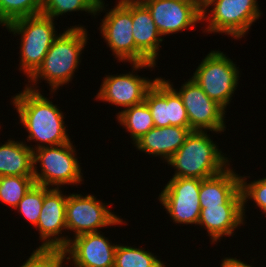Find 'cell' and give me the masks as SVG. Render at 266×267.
Returning a JSON list of instances; mask_svg holds the SVG:
<instances>
[{
	"instance_id": "1",
	"label": "cell",
	"mask_w": 266,
	"mask_h": 267,
	"mask_svg": "<svg viewBox=\"0 0 266 267\" xmlns=\"http://www.w3.org/2000/svg\"><path fill=\"white\" fill-rule=\"evenodd\" d=\"M21 126L27 133V142L33 140L36 150L41 147L65 144L71 141L65 126L62 110L53 104L41 91H34L26 86L12 97Z\"/></svg>"
},
{
	"instance_id": "2",
	"label": "cell",
	"mask_w": 266,
	"mask_h": 267,
	"mask_svg": "<svg viewBox=\"0 0 266 267\" xmlns=\"http://www.w3.org/2000/svg\"><path fill=\"white\" fill-rule=\"evenodd\" d=\"M67 28L54 39L42 65L28 79L27 88L39 91L40 89L36 85L42 79L47 81L51 87L50 92L55 93L60 86L72 81L74 72L81 63L83 49L89 39L88 32L82 25L79 26L78 24Z\"/></svg>"
},
{
	"instance_id": "3",
	"label": "cell",
	"mask_w": 266,
	"mask_h": 267,
	"mask_svg": "<svg viewBox=\"0 0 266 267\" xmlns=\"http://www.w3.org/2000/svg\"><path fill=\"white\" fill-rule=\"evenodd\" d=\"M207 132L191 131L184 144L167 161L168 166L176 169L172 177L206 179L230 166V159Z\"/></svg>"
},
{
	"instance_id": "4",
	"label": "cell",
	"mask_w": 266,
	"mask_h": 267,
	"mask_svg": "<svg viewBox=\"0 0 266 267\" xmlns=\"http://www.w3.org/2000/svg\"><path fill=\"white\" fill-rule=\"evenodd\" d=\"M55 20L44 14L16 19L6 25L8 32L21 35L19 69L29 79L42 65L54 39L58 36Z\"/></svg>"
},
{
	"instance_id": "5",
	"label": "cell",
	"mask_w": 266,
	"mask_h": 267,
	"mask_svg": "<svg viewBox=\"0 0 266 267\" xmlns=\"http://www.w3.org/2000/svg\"><path fill=\"white\" fill-rule=\"evenodd\" d=\"M71 141L65 144L41 147L33 150V172L35 184L54 188L64 185H78L84 181L77 159L76 149ZM40 163L41 170L36 167Z\"/></svg>"
},
{
	"instance_id": "6",
	"label": "cell",
	"mask_w": 266,
	"mask_h": 267,
	"mask_svg": "<svg viewBox=\"0 0 266 267\" xmlns=\"http://www.w3.org/2000/svg\"><path fill=\"white\" fill-rule=\"evenodd\" d=\"M239 67L226 54L212 50L196 68L193 78L201 89L225 110L240 79Z\"/></svg>"
},
{
	"instance_id": "7",
	"label": "cell",
	"mask_w": 266,
	"mask_h": 267,
	"mask_svg": "<svg viewBox=\"0 0 266 267\" xmlns=\"http://www.w3.org/2000/svg\"><path fill=\"white\" fill-rule=\"evenodd\" d=\"M259 9L257 0H215L202 11V22L209 24L203 32L223 33L236 40L245 37L262 15Z\"/></svg>"
},
{
	"instance_id": "8",
	"label": "cell",
	"mask_w": 266,
	"mask_h": 267,
	"mask_svg": "<svg viewBox=\"0 0 266 267\" xmlns=\"http://www.w3.org/2000/svg\"><path fill=\"white\" fill-rule=\"evenodd\" d=\"M107 203L97 200L92 194L81 195L70 193L66 202V229L73 231V238L93 232H101L99 229L120 225L123 222L121 216H117L109 210Z\"/></svg>"
},
{
	"instance_id": "9",
	"label": "cell",
	"mask_w": 266,
	"mask_h": 267,
	"mask_svg": "<svg viewBox=\"0 0 266 267\" xmlns=\"http://www.w3.org/2000/svg\"><path fill=\"white\" fill-rule=\"evenodd\" d=\"M165 81L181 97L186 108L189 128L192 131L208 130L218 134L226 130V121H224L226 110L212 100L193 78L184 82L179 90L175 89L169 80Z\"/></svg>"
},
{
	"instance_id": "10",
	"label": "cell",
	"mask_w": 266,
	"mask_h": 267,
	"mask_svg": "<svg viewBox=\"0 0 266 267\" xmlns=\"http://www.w3.org/2000/svg\"><path fill=\"white\" fill-rule=\"evenodd\" d=\"M132 73L106 75L100 85L96 100L106 102L115 106L124 107V109L140 104L145 101L147 91L157 81L159 76L153 80L133 74L134 71L146 68H155L156 64L131 63Z\"/></svg>"
},
{
	"instance_id": "11",
	"label": "cell",
	"mask_w": 266,
	"mask_h": 267,
	"mask_svg": "<svg viewBox=\"0 0 266 267\" xmlns=\"http://www.w3.org/2000/svg\"><path fill=\"white\" fill-rule=\"evenodd\" d=\"M107 10L99 27L106 46L118 62L136 63V45L133 37L132 0H118Z\"/></svg>"
},
{
	"instance_id": "12",
	"label": "cell",
	"mask_w": 266,
	"mask_h": 267,
	"mask_svg": "<svg viewBox=\"0 0 266 267\" xmlns=\"http://www.w3.org/2000/svg\"><path fill=\"white\" fill-rule=\"evenodd\" d=\"M201 179L172 177L158 196L175 224H195L200 218Z\"/></svg>"
},
{
	"instance_id": "13",
	"label": "cell",
	"mask_w": 266,
	"mask_h": 267,
	"mask_svg": "<svg viewBox=\"0 0 266 267\" xmlns=\"http://www.w3.org/2000/svg\"><path fill=\"white\" fill-rule=\"evenodd\" d=\"M61 188L44 186V199L37 225L41 246L37 249H49L61 252L71 240L64 236L66 231V202L68 195H64ZM62 235V236H61Z\"/></svg>"
},
{
	"instance_id": "14",
	"label": "cell",
	"mask_w": 266,
	"mask_h": 267,
	"mask_svg": "<svg viewBox=\"0 0 266 267\" xmlns=\"http://www.w3.org/2000/svg\"><path fill=\"white\" fill-rule=\"evenodd\" d=\"M116 248L103 233L93 232L72 238L60 254L62 263L72 260L74 267H114Z\"/></svg>"
},
{
	"instance_id": "15",
	"label": "cell",
	"mask_w": 266,
	"mask_h": 267,
	"mask_svg": "<svg viewBox=\"0 0 266 267\" xmlns=\"http://www.w3.org/2000/svg\"><path fill=\"white\" fill-rule=\"evenodd\" d=\"M164 37L179 31L193 29L202 21V12L192 0H141Z\"/></svg>"
},
{
	"instance_id": "16",
	"label": "cell",
	"mask_w": 266,
	"mask_h": 267,
	"mask_svg": "<svg viewBox=\"0 0 266 267\" xmlns=\"http://www.w3.org/2000/svg\"><path fill=\"white\" fill-rule=\"evenodd\" d=\"M145 102L153 117L155 127H189L186 108L179 94L159 77L147 91Z\"/></svg>"
},
{
	"instance_id": "17",
	"label": "cell",
	"mask_w": 266,
	"mask_h": 267,
	"mask_svg": "<svg viewBox=\"0 0 266 267\" xmlns=\"http://www.w3.org/2000/svg\"><path fill=\"white\" fill-rule=\"evenodd\" d=\"M133 37L136 45V63L156 64L161 38L150 11L141 0H132Z\"/></svg>"
},
{
	"instance_id": "18",
	"label": "cell",
	"mask_w": 266,
	"mask_h": 267,
	"mask_svg": "<svg viewBox=\"0 0 266 267\" xmlns=\"http://www.w3.org/2000/svg\"><path fill=\"white\" fill-rule=\"evenodd\" d=\"M200 208L219 205H243L240 175L232 167L210 178L201 179Z\"/></svg>"
},
{
	"instance_id": "19",
	"label": "cell",
	"mask_w": 266,
	"mask_h": 267,
	"mask_svg": "<svg viewBox=\"0 0 266 267\" xmlns=\"http://www.w3.org/2000/svg\"><path fill=\"white\" fill-rule=\"evenodd\" d=\"M192 130L189 127L167 126L153 127L133 145L140 152L159 156L167 162L172 155L184 144Z\"/></svg>"
},
{
	"instance_id": "20",
	"label": "cell",
	"mask_w": 266,
	"mask_h": 267,
	"mask_svg": "<svg viewBox=\"0 0 266 267\" xmlns=\"http://www.w3.org/2000/svg\"><path fill=\"white\" fill-rule=\"evenodd\" d=\"M244 221L243 205H219L201 209L197 225L205 228L211 243L216 244L223 236H233Z\"/></svg>"
},
{
	"instance_id": "21",
	"label": "cell",
	"mask_w": 266,
	"mask_h": 267,
	"mask_svg": "<svg viewBox=\"0 0 266 267\" xmlns=\"http://www.w3.org/2000/svg\"><path fill=\"white\" fill-rule=\"evenodd\" d=\"M0 176L34 177L33 150L24 141L0 144Z\"/></svg>"
},
{
	"instance_id": "22",
	"label": "cell",
	"mask_w": 266,
	"mask_h": 267,
	"mask_svg": "<svg viewBox=\"0 0 266 267\" xmlns=\"http://www.w3.org/2000/svg\"><path fill=\"white\" fill-rule=\"evenodd\" d=\"M116 116L117 122L130 133L132 144L155 126L145 101L119 111Z\"/></svg>"
},
{
	"instance_id": "23",
	"label": "cell",
	"mask_w": 266,
	"mask_h": 267,
	"mask_svg": "<svg viewBox=\"0 0 266 267\" xmlns=\"http://www.w3.org/2000/svg\"><path fill=\"white\" fill-rule=\"evenodd\" d=\"M104 0H41V14L51 17L53 20L68 12L85 11L89 15L105 11ZM66 13V14H65Z\"/></svg>"
},
{
	"instance_id": "24",
	"label": "cell",
	"mask_w": 266,
	"mask_h": 267,
	"mask_svg": "<svg viewBox=\"0 0 266 267\" xmlns=\"http://www.w3.org/2000/svg\"><path fill=\"white\" fill-rule=\"evenodd\" d=\"M142 247L117 244L114 267H165L161 259Z\"/></svg>"
},
{
	"instance_id": "25",
	"label": "cell",
	"mask_w": 266,
	"mask_h": 267,
	"mask_svg": "<svg viewBox=\"0 0 266 267\" xmlns=\"http://www.w3.org/2000/svg\"><path fill=\"white\" fill-rule=\"evenodd\" d=\"M34 184V177L0 176V201L15 209Z\"/></svg>"
},
{
	"instance_id": "26",
	"label": "cell",
	"mask_w": 266,
	"mask_h": 267,
	"mask_svg": "<svg viewBox=\"0 0 266 267\" xmlns=\"http://www.w3.org/2000/svg\"><path fill=\"white\" fill-rule=\"evenodd\" d=\"M41 14V0H0V22H10L33 15Z\"/></svg>"
},
{
	"instance_id": "27",
	"label": "cell",
	"mask_w": 266,
	"mask_h": 267,
	"mask_svg": "<svg viewBox=\"0 0 266 267\" xmlns=\"http://www.w3.org/2000/svg\"><path fill=\"white\" fill-rule=\"evenodd\" d=\"M44 199V186L34 184L18 203V210L34 227L37 225Z\"/></svg>"
},
{
	"instance_id": "28",
	"label": "cell",
	"mask_w": 266,
	"mask_h": 267,
	"mask_svg": "<svg viewBox=\"0 0 266 267\" xmlns=\"http://www.w3.org/2000/svg\"><path fill=\"white\" fill-rule=\"evenodd\" d=\"M248 176L240 175V189L243 200V216L246 218L245 210L248 200L254 201L255 207H259L262 213L266 215V177L247 183Z\"/></svg>"
},
{
	"instance_id": "29",
	"label": "cell",
	"mask_w": 266,
	"mask_h": 267,
	"mask_svg": "<svg viewBox=\"0 0 266 267\" xmlns=\"http://www.w3.org/2000/svg\"><path fill=\"white\" fill-rule=\"evenodd\" d=\"M61 254L49 249H35L20 267H64Z\"/></svg>"
},
{
	"instance_id": "30",
	"label": "cell",
	"mask_w": 266,
	"mask_h": 267,
	"mask_svg": "<svg viewBox=\"0 0 266 267\" xmlns=\"http://www.w3.org/2000/svg\"><path fill=\"white\" fill-rule=\"evenodd\" d=\"M220 265V267H254L252 265L246 264L244 261H241L236 257H225L223 258Z\"/></svg>"
},
{
	"instance_id": "31",
	"label": "cell",
	"mask_w": 266,
	"mask_h": 267,
	"mask_svg": "<svg viewBox=\"0 0 266 267\" xmlns=\"http://www.w3.org/2000/svg\"><path fill=\"white\" fill-rule=\"evenodd\" d=\"M197 8L202 12L215 0H192Z\"/></svg>"
}]
</instances>
